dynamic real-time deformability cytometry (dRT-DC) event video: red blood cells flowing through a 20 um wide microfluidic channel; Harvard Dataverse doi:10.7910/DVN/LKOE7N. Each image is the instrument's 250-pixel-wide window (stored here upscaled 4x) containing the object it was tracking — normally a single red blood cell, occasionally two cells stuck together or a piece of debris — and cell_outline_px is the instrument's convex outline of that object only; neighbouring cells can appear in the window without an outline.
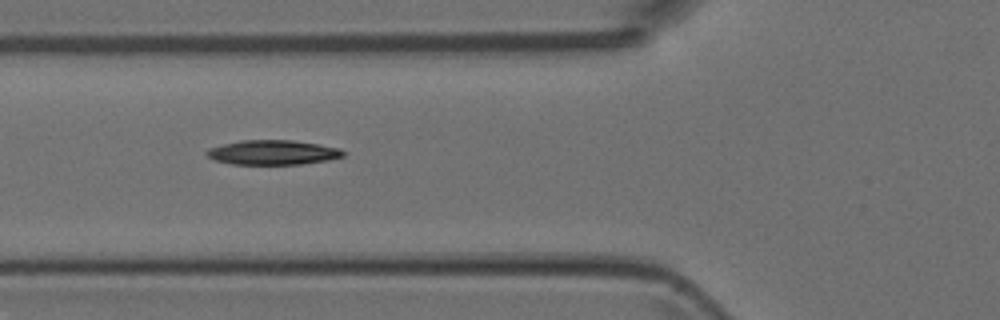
{"species": "Egyptian fruit bat (a non-hibernating species)", "species_latin": "Rousettus aegyptiacus", "temperature_condition": "room temperature", "stored_images_in_passage": 9, "segment_of_instrument_passage": [2, 2], "camera_frame_rate_fps": 3000, "um_per_image_px": 0.085, "animal": {"sex": "female"}, "frame": {"image": 1, "passage_image": 6, "time_ms": 5.667, "image_size_px": [1000, 320], "cell_outline_px": [[344, 156], [328, 160], [300, 164], [232, 164], [216, 160], [208, 156], [204, 152], [208, 148], [240, 140], [292, 140], [340, 148], [344, 152]], "centroid_in_image_um": [23.17, 12.95], "position_along_channel_um": 102.6, "area_um2": 19.42}}
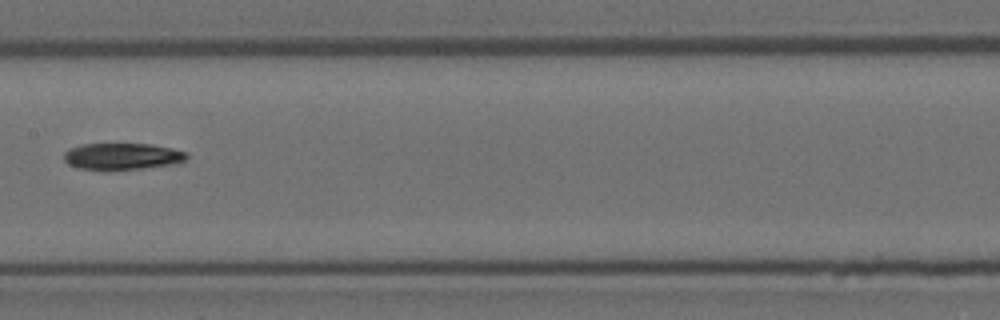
{"frame": {"image": 2, "passage_image": 8, "time_ms": 8.0, "image_size_px": [1000, 320], "cell_outline_px": [[188, 160], [172, 164], [144, 168], [104, 172], [80, 168], [68, 164], [64, 160], [64, 152], [68, 148], [84, 144], [148, 144], [172, 148], [188, 152]], "centroid_in_image_um": [10.37, 13.31], "position_along_channel_um": 197.0, "area_um2": 19.54}}
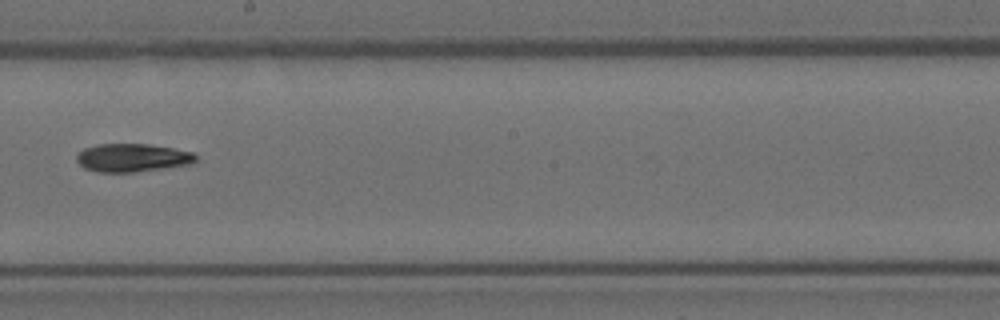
{"frame": {"image": 3, "passage_image": 9, "time_ms": 9.0, "image_size_px": [1000, 320], "cell_outline_px": [[196, 160], [188, 164], [164, 168], [132, 172], [96, 172], [84, 168], [76, 160], [76, 156], [84, 148], [96, 144], [148, 144], [172, 148], [192, 152], [196, 156]], "centroid_in_image_um": [11.2, 13.4], "position_along_channel_um": 237.0, "area_um2": 19.42}}